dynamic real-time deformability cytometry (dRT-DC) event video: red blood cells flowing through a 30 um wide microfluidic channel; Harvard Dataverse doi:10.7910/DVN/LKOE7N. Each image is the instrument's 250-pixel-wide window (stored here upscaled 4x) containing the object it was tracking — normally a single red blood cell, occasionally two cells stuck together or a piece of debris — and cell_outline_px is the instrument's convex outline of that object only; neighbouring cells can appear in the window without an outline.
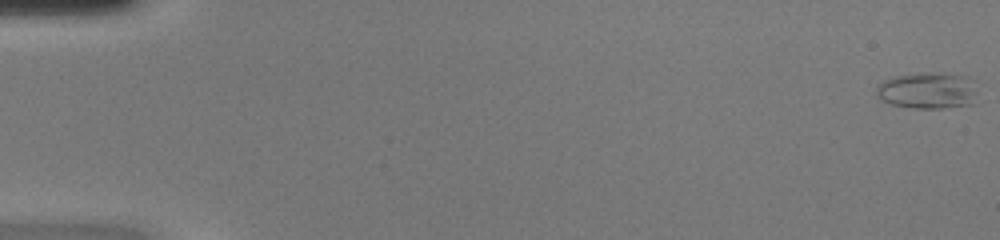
{"species": "common noctule bat (a hibernating species)", "species_latin": "Nyctalus noctula", "temperature_condition": "warm", "stored_images_in_passage": 40, "camera_frame_rate_fps": 3000, "um_per_image_px": 0.085, "animal": {"sex": "female", "body_mass_g": 20.0, "forearm_length_mm": 54.0}, "frame": {"image": 1, "passage_image": 1, "time_ms": 0.0, "image_size_px": [1000, 240], "cell_outline_px": [[976, 104], [944, 108], [912, 108], [892, 104], [880, 100], [876, 96], [876, 84], [892, 76], [924, 72], [940, 72], [964, 76], [976, 80]], "centroid_in_image_um": [78.87, 7.69], "position_along_channel_um": 6.1, "area_um2": 22.2}}
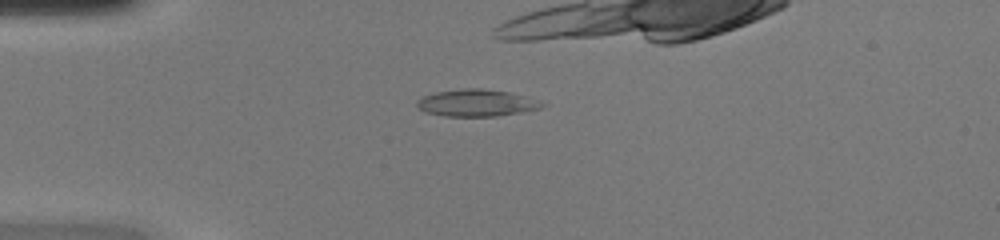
{"frame": {"image": 2, "passage_image": 14, "time_ms": 4.333, "image_size_px": [1000, 240], "cell_outline_px": [[548, 104], [540, 108], [520, 112], [496, 116], [444, 116], [424, 112], [416, 104], [416, 100], [420, 96], [436, 92], [460, 88], [480, 88], [508, 92], [540, 100]], "centroid_in_image_um": [40.48, 8.74], "position_along_channel_um": 44.5, "area_um2": 19.77}}
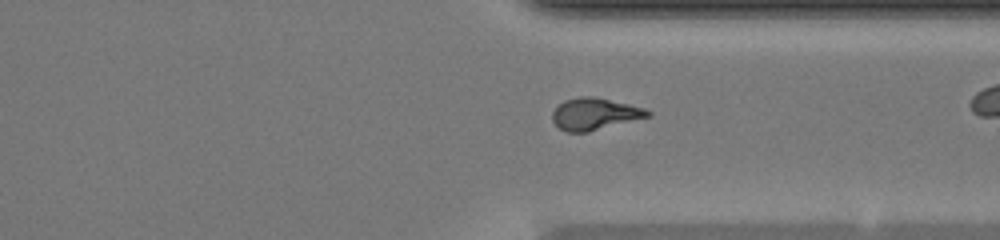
{"frame": {"image": 3, "passage_image": 38, "time_ms": 12.333, "image_size_px": [1000, 240], "cell_outline_px": [[652, 116], [588, 132], [568, 132], [560, 128], [552, 120], [552, 112], [564, 100], [580, 96], [592, 96], [628, 104], [644, 108], [652, 112]], "centroid_in_image_um": [50.57, 9.69], "position_along_channel_um": 360.8, "area_um2": 17.63}}